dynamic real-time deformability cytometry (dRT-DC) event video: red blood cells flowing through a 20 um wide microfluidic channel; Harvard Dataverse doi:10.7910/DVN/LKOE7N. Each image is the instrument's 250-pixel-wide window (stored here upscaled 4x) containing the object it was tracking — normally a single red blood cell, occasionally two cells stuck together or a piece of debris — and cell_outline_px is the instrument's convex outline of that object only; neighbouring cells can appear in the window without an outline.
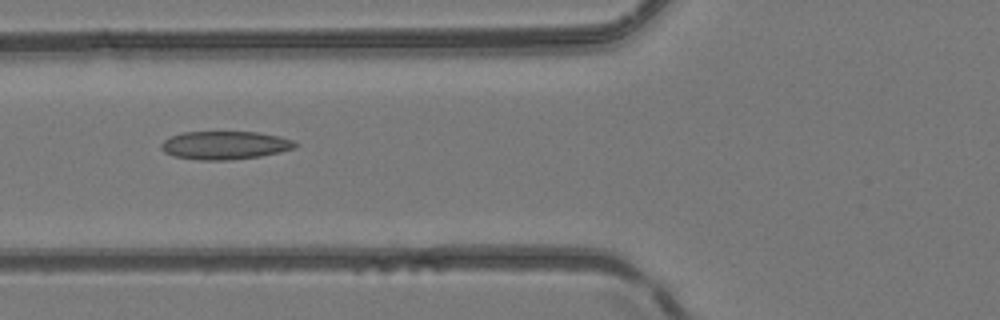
{"species": "common noctule bat (a hibernating species)", "species_latin": "Nyctalus noctula", "temperature_condition": "room temperature", "stored_images_in_passage": 3, "camera_frame_rate_fps": 3000, "um_per_image_px": 0.085, "animal": {"sex": "female", "body_mass_g": 24.6, "forearm_length_mm": 56.2}, "frame": {"image": 1, "passage_image": 3, "time_ms": 2.333, "image_size_px": [1000, 320], "cell_outline_px": [[300, 144], [296, 148], [280, 152], [260, 156], [228, 160], [196, 160], [172, 156], [164, 152], [160, 148], [160, 144], [164, 140], [180, 132], [256, 132], [280, 136], [292, 140]], "centroid_in_image_um": [19.11, 12.35], "position_along_channel_um": 106.7, "area_um2": 22.25}}